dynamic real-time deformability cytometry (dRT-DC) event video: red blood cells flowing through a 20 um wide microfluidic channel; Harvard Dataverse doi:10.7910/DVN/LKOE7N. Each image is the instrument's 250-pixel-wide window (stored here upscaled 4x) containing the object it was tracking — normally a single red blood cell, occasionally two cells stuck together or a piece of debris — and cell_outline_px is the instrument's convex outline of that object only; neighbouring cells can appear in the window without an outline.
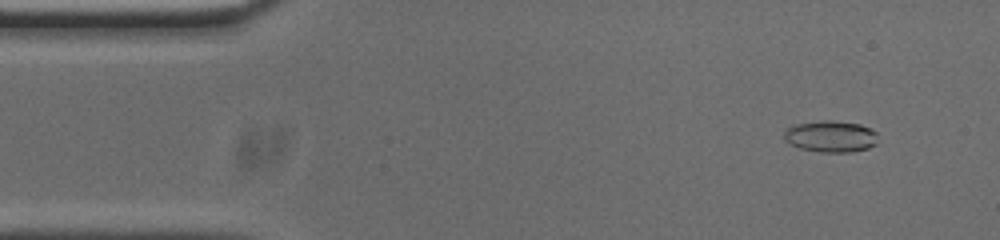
{"species": "common noctule bat (a hibernating species)", "species_latin": "Nyctalus noctula", "temperature_condition": "cold", "stored_images_in_passage": 54, "camera_frame_rate_fps": 3000, "um_per_image_px": 0.085, "animal": {"sex": "male", "body_mass_g": 20.0, "forearm_length_mm": 53.3}, "frame": {"image": 1, "passage_image": 5, "time_ms": 1.333, "image_size_px": [1000, 240], "cell_outline_px": [[876, 144], [868, 148], [852, 152], [820, 152], [800, 148], [788, 144], [784, 140], [784, 132], [788, 128], [796, 124], [824, 120], [832, 120], [860, 124], [876, 132]], "centroid_in_image_um": [70.59, 11.6], "position_along_channel_um": 14.4, "area_um2": 17.22}}
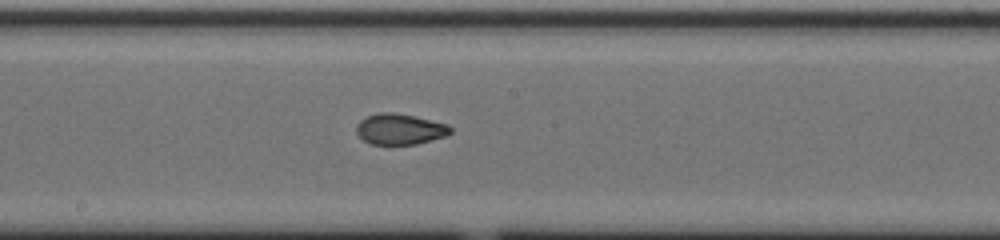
{"frame": {"image": 2, "passage_image": 28, "time_ms": 9.0, "image_size_px": [1000, 240], "cell_outline_px": [[452, 132], [448, 136], [416, 144], [368, 144], [356, 132], [356, 124], [360, 120], [368, 116], [380, 112], [392, 112], [416, 116], [448, 124], [452, 128]], "centroid_in_image_um": [34.02, 10.97], "position_along_channel_um": 214.2, "area_um2": 17.05}}
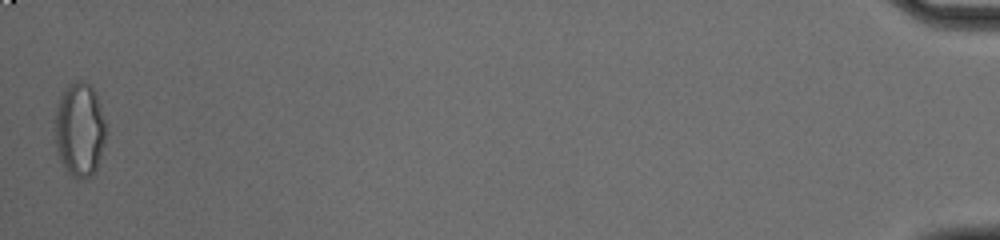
{"frame": {"image": 3, "passage_image": 54, "time_ms": 17.667, "image_size_px": [1000, 240], "cell_outline_px": [[104, 140], [100, 156], [96, 168], [92, 176], [88, 180], [80, 180], [72, 176], [64, 168], [60, 160], [56, 148], [56, 104], [60, 96], [68, 84], [76, 80], [84, 80], [96, 92], [104, 120]], "centroid_in_image_um": [6.75, 11.03], "position_along_channel_um": 428.4, "area_um2": 27.86}, "authors_computed_cell_mechanics": {"area_um2": 17.4267, "velocity_mm_per_s": 3.7131, "shape_relaxation_time_tau1_ms": null, "shape_relaxation_time_tau2_ms": 2.5432, "deformation_change_tau1": null, "deformation_change_tau2": 0.0701}}